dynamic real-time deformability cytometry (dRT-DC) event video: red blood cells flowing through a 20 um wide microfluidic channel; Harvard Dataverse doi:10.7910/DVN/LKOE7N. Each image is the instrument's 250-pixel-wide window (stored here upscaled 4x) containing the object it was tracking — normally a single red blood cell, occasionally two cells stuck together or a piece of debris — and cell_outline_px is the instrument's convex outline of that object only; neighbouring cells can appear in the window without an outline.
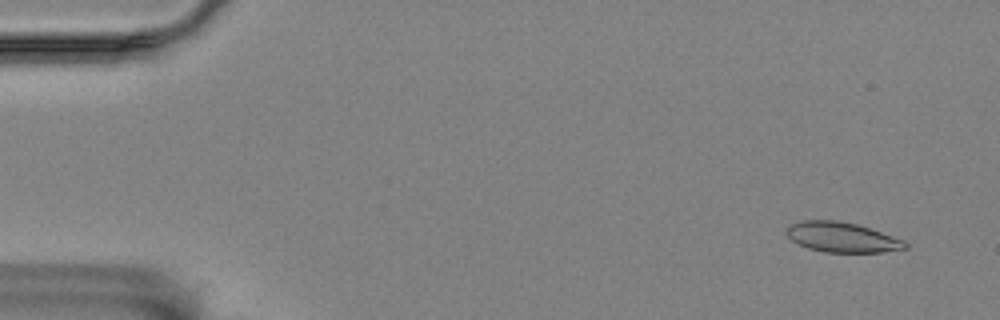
{"species": "Egyptian fruit bat (a non-hibernating species)", "species_latin": "Rousettus aegyptiacus", "temperature_condition": "room temperature", "stored_images_in_passage": 57, "camera_frame_rate_fps": 3000, "um_per_image_px": 0.085, "animal": {"sex": "female"}, "frame": {"image": 1, "passage_image": 4, "time_ms": 1.0, "image_size_px": [1000, 320], "cell_outline_px": [[908, 248], [880, 252], [824, 252], [808, 248], [792, 240], [784, 232], [788, 224], [804, 220], [836, 220], [856, 224], [904, 240], [908, 244]], "centroid_in_image_um": [71.53, 20.16], "position_along_channel_um": 13.5, "area_um2": 20.63}}
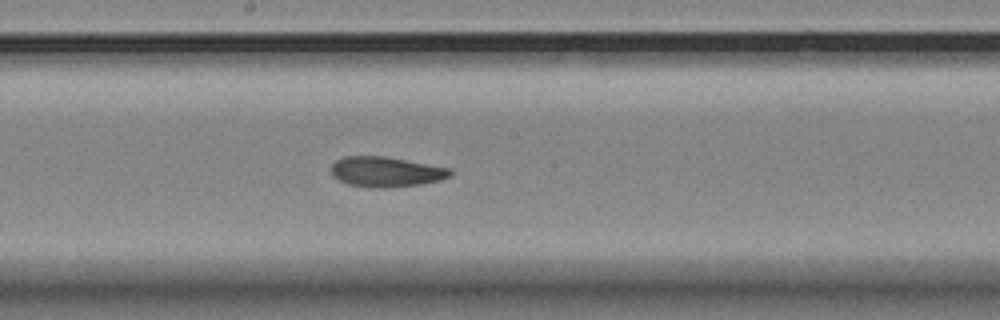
{"frame": {"image": 2, "passage_image": 31, "time_ms": 10.0, "image_size_px": [1000, 320], "cell_outline_px": [[452, 172], [448, 176], [440, 180], [420, 184], [384, 188], [372, 188], [348, 184], [332, 176], [332, 164], [336, 160], [344, 156], [384, 156], [452, 168]], "centroid_in_image_um": [32.8, 14.6], "position_along_channel_um": 215.4, "area_um2": 20.87}}
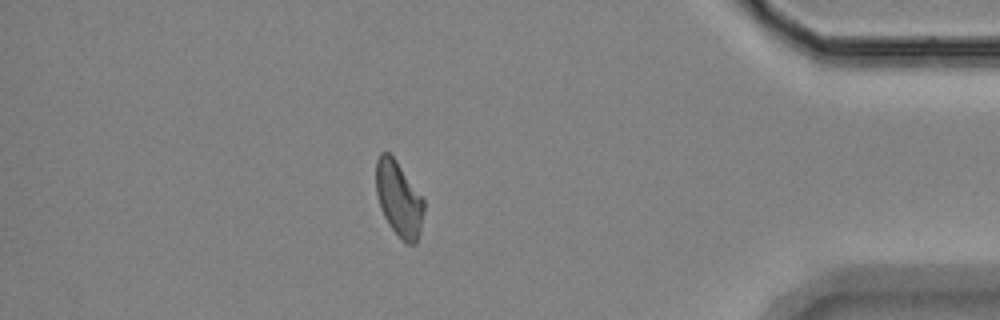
{"frame": {"image": 3, "passage_image": 50, "time_ms": 16.333, "image_size_px": [1000, 320], "cell_outline_px": [[424, 212], [420, 232], [416, 244], [408, 244], [388, 224], [380, 208], [376, 192], [376, 160], [380, 152], [388, 152], [396, 160], [424, 200]], "centroid_in_image_um": [33.89, 16.89], "position_along_channel_um": 401.3, "area_um2": 20.75}, "authors_computed_cell_mechanics": {"area_um2": 21.097, "velocity_mm_per_s": 3.5094, "shape_relaxation_time_tau1_ms": null, "shape_relaxation_time_tau2_ms": 2.6587, "deformation_change_tau1": null, "deformation_change_tau2": 0.0929}}